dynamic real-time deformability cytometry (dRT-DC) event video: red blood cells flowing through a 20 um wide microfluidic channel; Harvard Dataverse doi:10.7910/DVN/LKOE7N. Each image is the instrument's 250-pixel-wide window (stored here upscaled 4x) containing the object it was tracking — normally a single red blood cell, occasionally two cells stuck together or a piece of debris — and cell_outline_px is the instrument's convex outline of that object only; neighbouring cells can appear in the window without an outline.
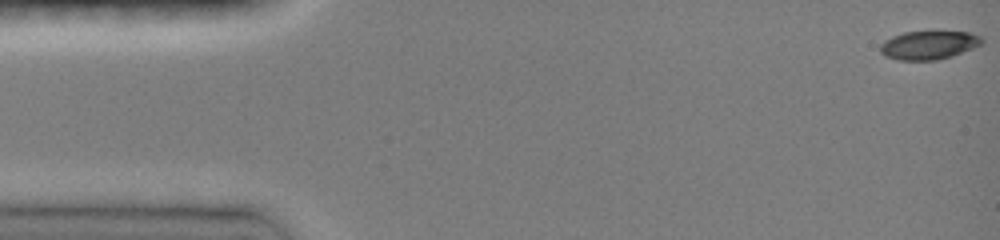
{"species": "common noctule bat (a hibernating species)", "species_latin": "Nyctalus noctula", "temperature_condition": "room temperature", "stored_images_in_passage": 12, "camera_frame_rate_fps": 3000, "um_per_image_px": 0.085, "animal": {"sex": "female", "body_mass_g": 19.0, "forearm_length_mm": 51.5}, "frame": {"image": 1, "passage_image": 1, "time_ms": 0.0, "image_size_px": [1000, 240], "cell_outline_px": [[984, 40], [980, 44], [972, 48], [952, 56], [936, 60], [896, 60], [884, 56], [880, 52], [880, 44], [884, 40], [892, 36], [904, 32], [968, 32], [980, 36]], "centroid_in_image_um": [78.89, 3.84], "position_along_channel_um": 6.1, "area_um2": 16.82}}
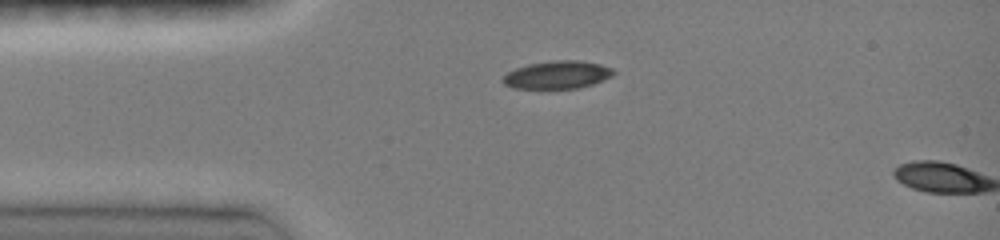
{"frame": {"image": 2, "passage_image": 11, "time_ms": 3.333, "image_size_px": [1000, 240], "cell_outline_px": [[616, 72], [612, 76], [604, 80], [592, 84], [576, 88], [512, 88], [504, 84], [500, 80], [508, 72], [516, 68], [528, 64], [552, 60], [580, 60], [600, 64], [612, 68]], "centroid_in_image_um": [47.37, 6.35], "position_along_channel_um": 37.6, "area_um2": 17.98}}